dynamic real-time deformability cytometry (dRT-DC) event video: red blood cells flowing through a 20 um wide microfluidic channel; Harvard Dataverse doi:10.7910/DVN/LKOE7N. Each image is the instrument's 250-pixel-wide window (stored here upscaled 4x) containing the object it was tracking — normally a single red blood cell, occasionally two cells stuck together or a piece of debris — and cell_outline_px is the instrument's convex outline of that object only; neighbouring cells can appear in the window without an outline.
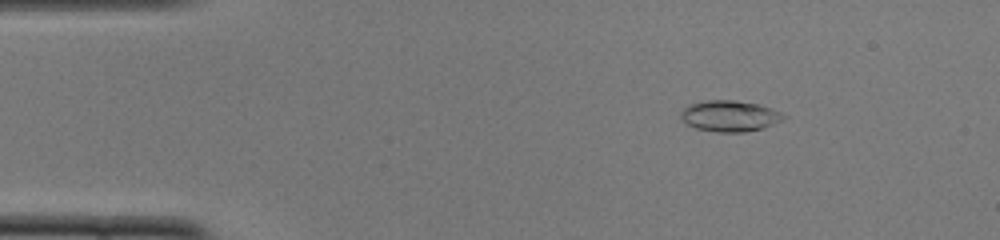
{"species": "common noctule bat (a hibernating species)", "species_latin": "Nyctalus noctula", "temperature_condition": "cold", "stored_images_in_passage": 52, "camera_frame_rate_fps": 3000, "um_per_image_px": 0.085, "animal": {"sex": "female", "body_mass_g": 22.0, "forearm_length_mm": 56.7}, "frame": {"image": 1, "passage_image": 8, "time_ms": 2.333, "image_size_px": [1000, 240], "cell_outline_px": [[788, 116], [764, 128], [744, 132], [716, 132], [696, 128], [688, 124], [680, 116], [680, 112], [684, 108], [692, 104], [708, 100], [732, 100], [760, 104], [780, 112]], "centroid_in_image_um": [62.04, 9.86], "position_along_channel_um": 23.0, "area_um2": 18.38}}
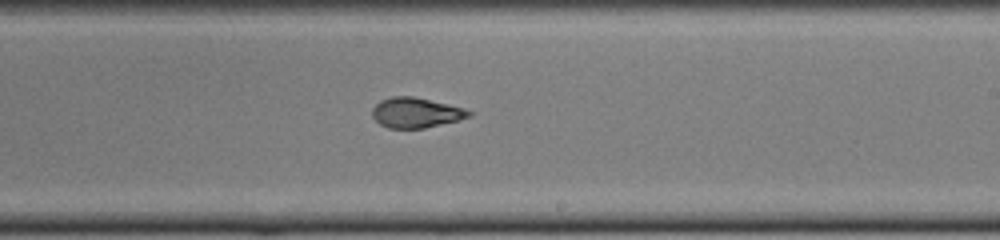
{"frame": {"image": 2, "passage_image": 31, "time_ms": 10.0, "image_size_px": [1000, 240], "cell_outline_px": [[472, 116], [424, 128], [388, 128], [380, 124], [372, 116], [372, 108], [380, 100], [392, 96], [412, 96], [448, 104], [464, 108], [472, 112]], "centroid_in_image_um": [35.32, 9.57], "position_along_channel_um": 253.7, "area_um2": 16.82}}
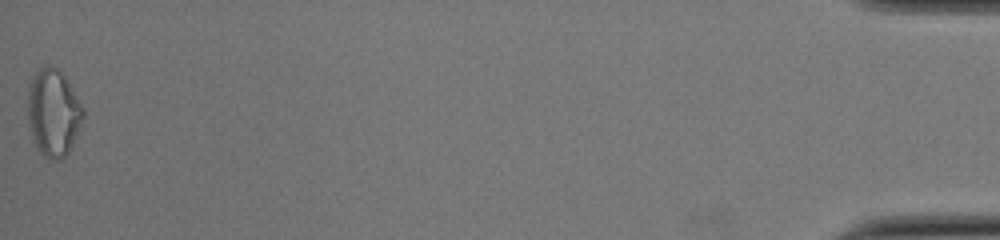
{"frame": {"image": 3, "passage_image": 52, "time_ms": 17.0, "image_size_px": [1000, 240], "cell_outline_px": [[84, 116], [72, 144], [68, 152], [60, 160], [52, 160], [44, 156], [36, 148], [32, 140], [28, 120], [28, 84], [32, 76], [44, 64], [60, 68], [84, 108]], "centroid_in_image_um": [4.51, 9.55], "position_along_channel_um": 430.7, "area_um2": 28.38}, "authors_computed_cell_mechanics": {"area_um2": 17.7157, "velocity_mm_per_s": 3.9188, "shape_relaxation_time_tau1_ms": 5.3916, "shape_relaxation_time_tau2_ms": 2.6513, "deformation_change_tau1": 0.2057, "deformation_change_tau2": 0.0814}}